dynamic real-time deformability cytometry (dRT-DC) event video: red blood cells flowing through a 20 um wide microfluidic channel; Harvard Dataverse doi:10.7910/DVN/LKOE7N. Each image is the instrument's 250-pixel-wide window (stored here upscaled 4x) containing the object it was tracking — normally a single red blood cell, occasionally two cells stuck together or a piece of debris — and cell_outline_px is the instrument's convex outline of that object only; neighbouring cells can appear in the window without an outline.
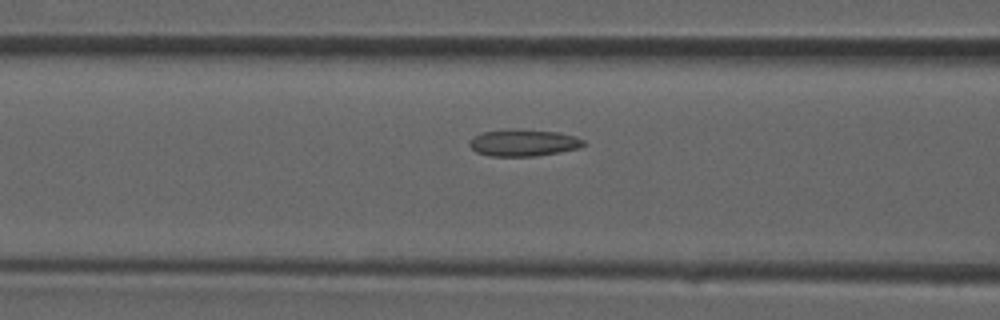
{"species": "common noctule bat (a hibernating species)", "species_latin": "Nyctalus noctula", "temperature_condition": "room temperature", "stored_images_in_passage": 37, "camera_frame_rate_fps": 3000, "um_per_image_px": 0.085, "animal": {"sex": "male", "forearm_length_mm": 52.5}, "frame": {"image": 1, "passage_image": 15, "time_ms": 4.667, "image_size_px": [1000, 320], "cell_outline_px": [[584, 144], [580, 148], [536, 156], [492, 156], [476, 152], [468, 144], [468, 140], [472, 136], [480, 132], [508, 128], [516, 128], [556, 132], [576, 136], [584, 140]], "centroid_in_image_um": [44.43, 12.11], "position_along_channel_um": 122.2, "area_um2": 18.15}}
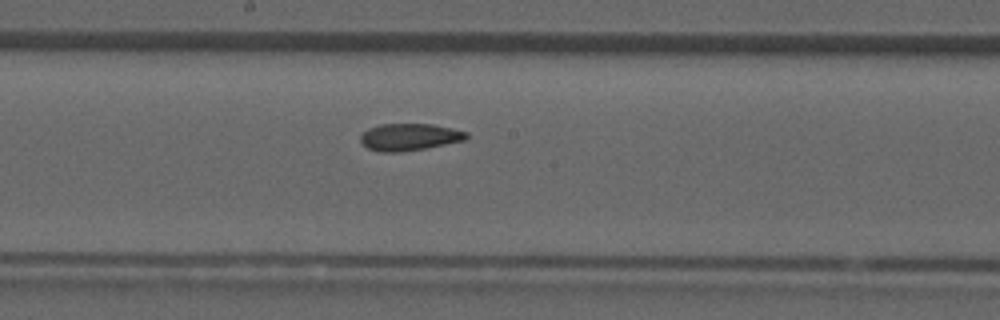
{"frame": {"image": 2, "passage_image": 20, "time_ms": 6.333, "image_size_px": [1000, 320], "cell_outline_px": [[468, 140], [424, 148], [400, 152], [380, 152], [368, 148], [360, 140], [360, 136], [368, 128], [380, 124], [432, 124], [452, 128], [468, 132]], "centroid_in_image_um": [34.83, 11.64], "position_along_channel_um": 213.4, "area_um2": 16.7}}
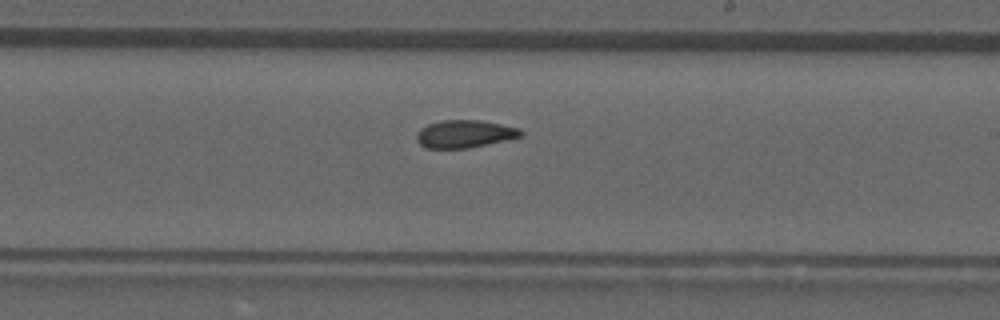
{"frame": {"image": 3, "passage_image": 22, "time_ms": 7.0, "image_size_px": [1000, 320], "cell_outline_px": [[524, 132], [520, 136], [504, 140], [468, 148], [428, 148], [420, 144], [416, 140], [416, 132], [420, 128], [428, 124], [440, 120], [480, 120], [520, 128]], "centroid_in_image_um": [39.45, 11.37], "position_along_channel_um": 249.6, "area_um2": 16.7}}